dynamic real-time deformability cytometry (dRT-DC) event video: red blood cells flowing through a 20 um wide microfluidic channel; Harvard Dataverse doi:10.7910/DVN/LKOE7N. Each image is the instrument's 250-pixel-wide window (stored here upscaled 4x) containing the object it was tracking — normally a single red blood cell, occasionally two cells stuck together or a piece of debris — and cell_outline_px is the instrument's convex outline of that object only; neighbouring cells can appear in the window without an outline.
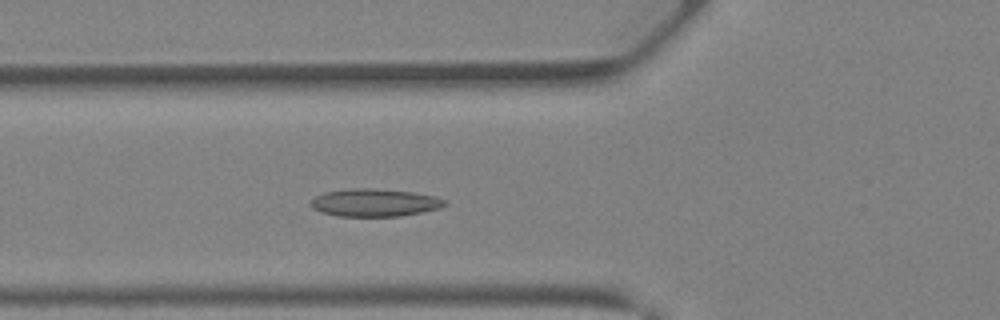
{"species": "Egyptian fruit bat (a non-hibernating species)", "species_latin": "Rousettus aegyptiacus", "temperature_condition": "warm", "stored_images_in_passage": 38, "camera_frame_rate_fps": 3000, "um_per_image_px": 0.085, "animal": {"sex": "female"}, "frame": {"image": 1, "passage_image": 13, "time_ms": 4.0, "image_size_px": [1000, 320], "cell_outline_px": [[448, 204], [440, 208], [400, 216], [340, 216], [324, 212], [312, 208], [308, 204], [316, 196], [324, 192], [348, 188], [372, 188], [412, 192], [436, 196], [444, 200]], "centroid_in_image_um": [31.84, 17.21], "position_along_channel_um": 94.0, "area_um2": 21.56}}
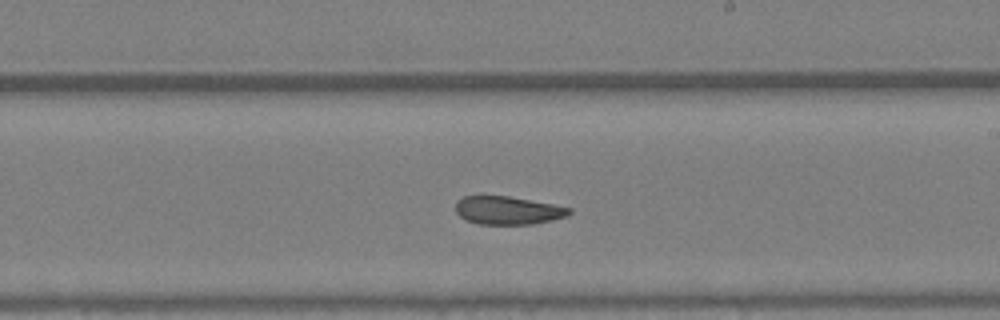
{"frame": {"image": 2, "passage_image": 22, "time_ms": 7.0, "image_size_px": [1000, 320], "cell_outline_px": [[572, 212], [564, 216], [552, 220], [532, 224], [480, 224], [468, 220], [460, 216], [456, 212], [456, 200], [464, 196], [508, 196], [552, 204], [572, 208]], "centroid_in_image_um": [43.15, 17.88], "position_along_channel_um": 245.8, "area_um2": 18.44}}
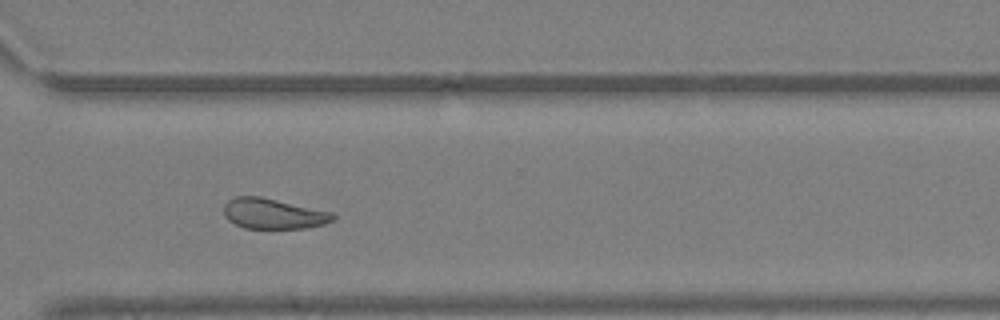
{"frame": {"image": 3, "passage_image": 28, "time_ms": 9.0, "image_size_px": [1000, 320], "cell_outline_px": [[336, 216], [332, 220], [324, 224], [308, 228], [244, 228], [228, 220], [224, 216], [224, 204], [228, 200], [236, 196], [260, 196], [332, 212]], "centroid_in_image_um": [23.21, 18.16], "position_along_channel_um": 347.4, "area_um2": 19.31}}